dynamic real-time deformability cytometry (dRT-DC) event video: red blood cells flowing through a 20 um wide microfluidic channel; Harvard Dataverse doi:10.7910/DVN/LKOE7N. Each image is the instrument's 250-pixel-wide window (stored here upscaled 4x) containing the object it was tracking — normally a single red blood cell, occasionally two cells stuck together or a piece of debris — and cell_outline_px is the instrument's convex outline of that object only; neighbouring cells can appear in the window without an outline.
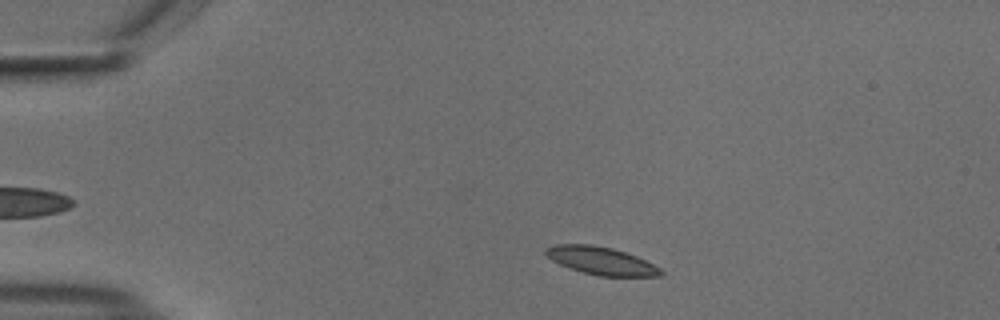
{"species": "common noctule bat (a hibernating species)", "species_latin": "Nyctalus noctula", "temperature_condition": "cold", "stored_images_in_passage": 12, "camera_frame_rate_fps": 3000, "um_per_image_px": 0.085, "animal": {"sex": "male", "body_mass_g": 18.8}, "frame": {"image": 1, "passage_image": 2, "time_ms": 0.333, "image_size_px": [1000, 320], "cell_outline_px": [[664, 272], [660, 276], [596, 276], [580, 272], [568, 268], [552, 260], [544, 252], [544, 248], [556, 244], [592, 244], [612, 248], [636, 256], [660, 268]], "centroid_in_image_um": [51.06, 22.17], "position_along_channel_um": 33.9, "area_um2": 18.67}}